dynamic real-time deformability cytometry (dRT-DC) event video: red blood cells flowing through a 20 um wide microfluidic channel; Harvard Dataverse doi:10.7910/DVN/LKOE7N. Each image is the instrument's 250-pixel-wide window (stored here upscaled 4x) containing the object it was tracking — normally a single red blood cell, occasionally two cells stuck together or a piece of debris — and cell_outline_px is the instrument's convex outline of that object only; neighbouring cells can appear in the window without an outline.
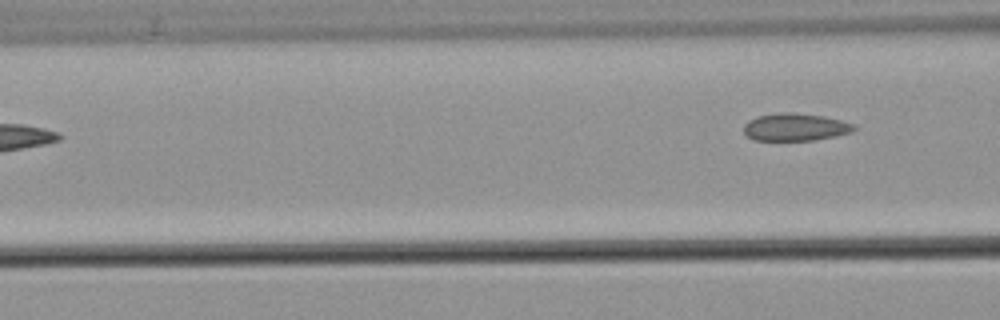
{"species": "common noctule bat (a hibernating species)", "species_latin": "Nyctalus noctula", "temperature_condition": "warm", "stored_images_in_passage": 5, "camera_frame_rate_fps": 3000, "um_per_image_px": 0.085, "animal": {"sex": "male", "body_mass_g": 21.5, "forearm_length_mm": 52.0}, "frame": {"image": 1, "passage_image": 5, "time_ms": 6.0, "image_size_px": [1000, 320], "cell_outline_px": [[856, 128], [852, 132], [836, 136], [812, 140], [752, 140], [744, 132], [744, 124], [748, 120], [756, 116], [780, 112], [788, 112], [824, 116], [856, 124]], "centroid_in_image_um": [67.6, 10.8], "position_along_channel_um": 99.0, "area_um2": 17.74}}